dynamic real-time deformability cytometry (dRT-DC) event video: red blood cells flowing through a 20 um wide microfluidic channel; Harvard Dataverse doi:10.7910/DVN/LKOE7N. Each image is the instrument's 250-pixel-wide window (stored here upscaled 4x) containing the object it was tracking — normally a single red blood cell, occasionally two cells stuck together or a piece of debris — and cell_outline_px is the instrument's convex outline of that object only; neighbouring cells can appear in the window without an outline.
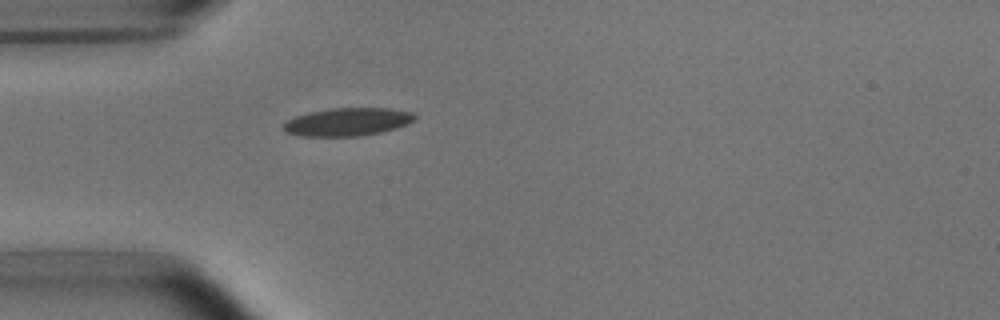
{"species": "common noctule bat (a hibernating species)", "species_latin": "Nyctalus noctula", "temperature_condition": "room temperature", "stored_images_in_passage": 1, "camera_frame_rate_fps": 3000, "um_per_image_px": 0.085, "animal": {"sex": "male", "body_mass_g": 15.6}, "frame": {"image": 1, "passage_image": 1, "time_ms": 0.0, "image_size_px": [1000, 320], "cell_outline_px": [[416, 120], [408, 124], [396, 128], [380, 132], [360, 136], [300, 136], [288, 132], [284, 128], [284, 124], [288, 120], [296, 116], [308, 112], [328, 108], [388, 108], [412, 112], [416, 116]], "centroid_in_image_um": [29.58, 10.35], "position_along_channel_um": 55.4, "area_um2": 21.39}}